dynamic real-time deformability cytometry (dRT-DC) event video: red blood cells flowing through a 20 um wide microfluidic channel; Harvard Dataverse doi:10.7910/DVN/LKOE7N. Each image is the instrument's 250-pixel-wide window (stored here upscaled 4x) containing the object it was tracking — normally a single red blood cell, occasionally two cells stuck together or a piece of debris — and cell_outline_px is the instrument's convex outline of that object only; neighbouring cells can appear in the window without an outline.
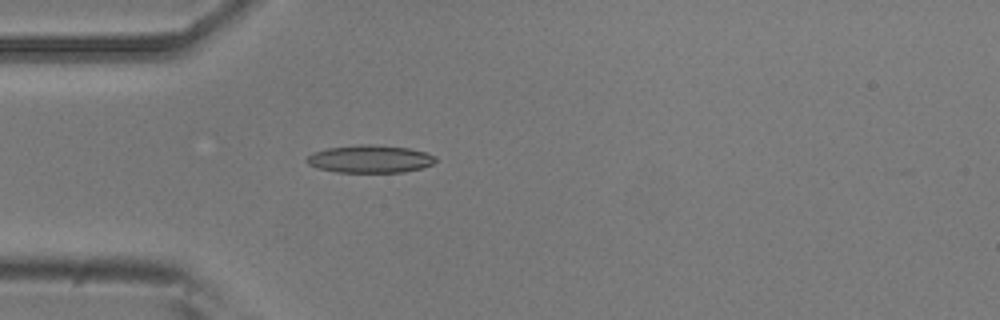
{"species": "common noctule bat (a hibernating species)", "species_latin": "Nyctalus noctula", "temperature_condition": "room temperature", "stored_images_in_passage": 4, "camera_frame_rate_fps": 3000, "um_per_image_px": 0.085, "animal": {"sex": "male", "body_mass_g": 20.5, "forearm_length_mm": 52.5}, "frame": {"image": 1, "passage_image": 4, "time_ms": 1.0, "image_size_px": [1000, 320], "cell_outline_px": [[436, 160], [432, 164], [420, 168], [404, 172], [336, 172], [316, 168], [308, 164], [304, 160], [312, 152], [328, 148], [360, 144], [368, 144], [408, 148], [424, 152], [436, 156]], "centroid_in_image_um": [31.4, 13.51], "position_along_channel_um": 53.6, "area_um2": 20.75}}